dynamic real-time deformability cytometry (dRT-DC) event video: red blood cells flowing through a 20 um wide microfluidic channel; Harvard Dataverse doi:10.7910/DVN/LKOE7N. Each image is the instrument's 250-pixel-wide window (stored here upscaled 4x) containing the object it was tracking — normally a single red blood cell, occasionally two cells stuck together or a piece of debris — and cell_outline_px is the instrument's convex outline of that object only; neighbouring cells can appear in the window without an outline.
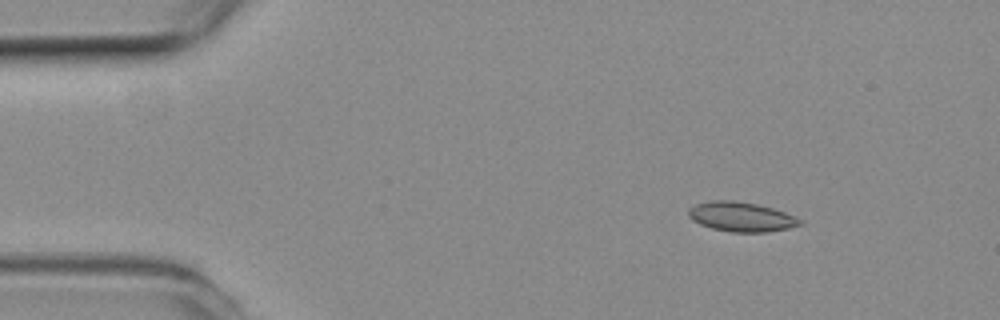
{"species": "common noctule bat (a hibernating species)", "species_latin": "Nyctalus noctula", "temperature_condition": "room temperature", "stored_images_in_passage": 8, "camera_frame_rate_fps": 3000, "um_per_image_px": 0.085, "animal": {"sex": "female", "body_mass_g": 19.3, "forearm_length_mm": 54.1}, "frame": {"image": 1, "passage_image": 2, "time_ms": 0.333, "image_size_px": [1000, 320], "cell_outline_px": [[804, 224], [788, 228], [764, 232], [732, 232], [712, 228], [700, 224], [692, 220], [688, 216], [688, 208], [696, 204], [712, 200], [732, 200], [756, 204], [772, 208], [784, 212], [804, 220]], "centroid_in_image_um": [63.0, 18.42], "position_along_channel_um": 22.0, "area_um2": 19.19}}
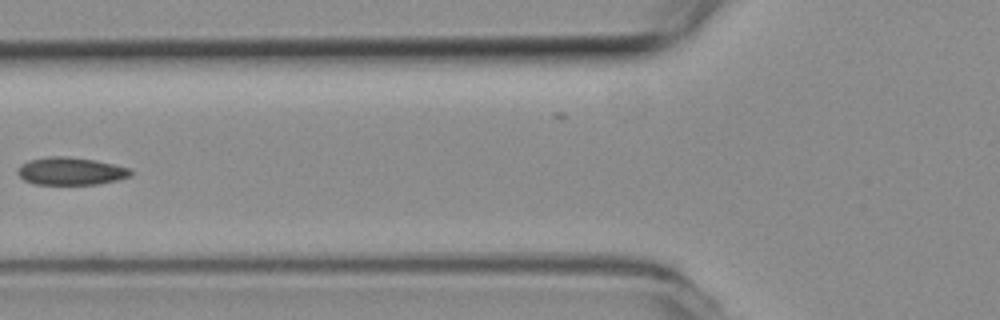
{"frame": {"image": 2, "passage_image": 6, "time_ms": 1.667, "image_size_px": [1000, 320], "cell_outline_px": [[132, 176], [100, 184], [32, 184], [24, 180], [16, 172], [16, 168], [20, 164], [28, 160], [48, 156], [64, 156], [96, 160], [128, 168], [132, 172]], "centroid_in_image_um": [5.96, 14.54], "position_along_channel_um": 119.8, "area_um2": 18.32}}
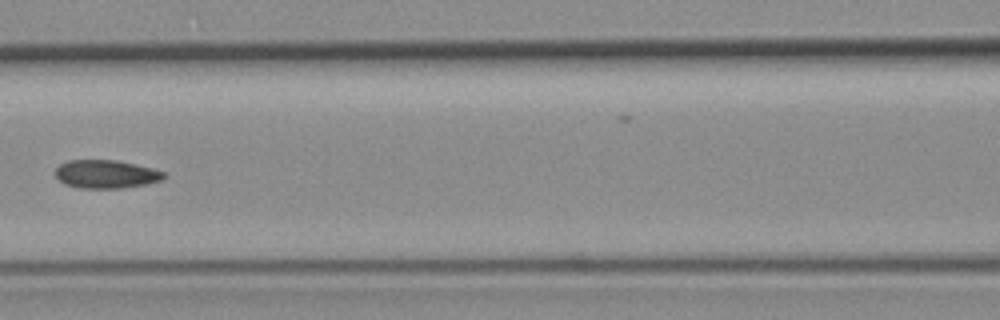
{"frame": {"image": 3, "passage_image": 7, "time_ms": 2.0, "image_size_px": [1000, 320], "cell_outline_px": [[168, 176], [164, 180], [148, 184], [120, 188], [80, 188], [64, 184], [56, 176], [56, 168], [60, 164], [68, 160], [116, 160], [152, 168], [164, 172]], "centroid_in_image_um": [9.05, 14.8], "position_along_channel_um": 157.6, "area_um2": 17.98}}